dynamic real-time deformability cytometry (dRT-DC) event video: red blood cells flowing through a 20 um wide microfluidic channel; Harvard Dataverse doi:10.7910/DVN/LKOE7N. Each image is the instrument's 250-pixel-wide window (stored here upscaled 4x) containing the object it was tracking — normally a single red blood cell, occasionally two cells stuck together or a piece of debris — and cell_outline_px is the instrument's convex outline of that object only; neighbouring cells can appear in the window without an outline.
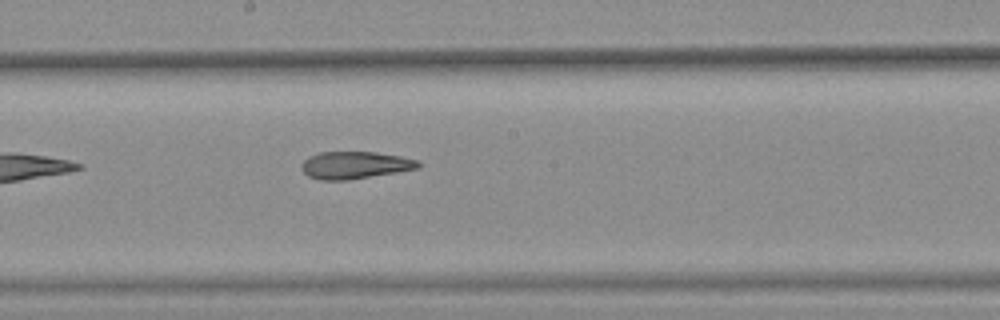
{"species": "common noctule bat (a hibernating species)", "species_latin": "Nyctalus noctula", "temperature_condition": "warm", "stored_images_in_passage": 8, "camera_frame_rate_fps": 3000, "um_per_image_px": 0.085, "animal": {"sex": "female", "body_mass_g": 25.1}, "frame": {"image": 1, "passage_image": 8, "time_ms": 2.333, "image_size_px": [1000, 320], "cell_outline_px": [[420, 168], [348, 180], [320, 180], [308, 176], [300, 168], [300, 164], [308, 156], [320, 152], [376, 152], [400, 156], [420, 160]], "centroid_in_image_um": [30.15, 14.03], "position_along_channel_um": 218.0, "area_um2": 18.67}}